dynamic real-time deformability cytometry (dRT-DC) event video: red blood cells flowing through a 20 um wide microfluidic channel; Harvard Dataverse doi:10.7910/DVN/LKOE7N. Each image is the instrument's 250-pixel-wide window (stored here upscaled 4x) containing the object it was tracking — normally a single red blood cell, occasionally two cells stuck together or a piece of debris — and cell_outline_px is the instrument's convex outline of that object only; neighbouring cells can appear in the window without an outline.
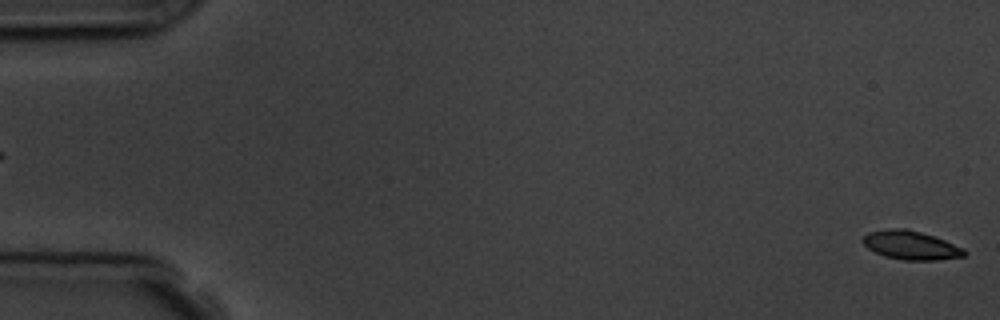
{"species": "common noctule bat (a hibernating species)", "species_latin": "Nyctalus noctula", "temperature_condition": "room temperature", "stored_images_in_passage": 6, "segment_of_instrument_passage": [2, 2], "camera_frame_rate_fps": 3000, "um_per_image_px": 0.085, "animal": {"sex": "male", "body_mass_g": 19.5, "forearm_length_mm": 54.6}, "frame": {"image": 1, "passage_image": 6, "time_ms": 5.667, "image_size_px": [1000, 320], "cell_outline_px": [[968, 252], [964, 256], [936, 260], [904, 260], [884, 256], [868, 248], [860, 240], [868, 232], [892, 228], [908, 228], [944, 240], [964, 248]], "centroid_in_image_um": [77.41, 20.84], "position_along_channel_um": 7.6, "area_um2": 16.94}}